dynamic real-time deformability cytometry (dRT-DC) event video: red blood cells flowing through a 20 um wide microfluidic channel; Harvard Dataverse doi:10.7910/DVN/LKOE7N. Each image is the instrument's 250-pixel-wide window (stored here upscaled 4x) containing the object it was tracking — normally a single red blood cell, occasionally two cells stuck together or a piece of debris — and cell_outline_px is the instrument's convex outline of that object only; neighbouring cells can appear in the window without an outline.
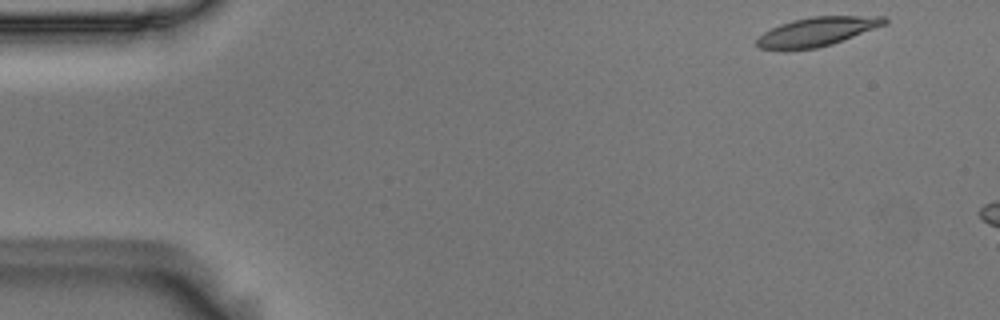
{"species": "Egyptian fruit bat (a non-hibernating species)", "species_latin": "Rousettus aegyptiacus", "temperature_condition": "room temperature", "stored_images_in_passage": 3, "camera_frame_rate_fps": 3000, "um_per_image_px": 0.085, "animal": {"sex": "male"}, "frame": {"image": 1, "passage_image": 1, "time_ms": 0.0, "image_size_px": [1000, 320], "cell_outline_px": [[888, 24], [832, 44], [816, 48], [760, 48], [756, 44], [756, 40], [764, 32], [780, 24], [792, 20], [812, 16], [884, 16], [888, 20]], "centroid_in_image_um": [69.53, 2.65], "position_along_channel_um": 15.5, "area_um2": 21.15}}